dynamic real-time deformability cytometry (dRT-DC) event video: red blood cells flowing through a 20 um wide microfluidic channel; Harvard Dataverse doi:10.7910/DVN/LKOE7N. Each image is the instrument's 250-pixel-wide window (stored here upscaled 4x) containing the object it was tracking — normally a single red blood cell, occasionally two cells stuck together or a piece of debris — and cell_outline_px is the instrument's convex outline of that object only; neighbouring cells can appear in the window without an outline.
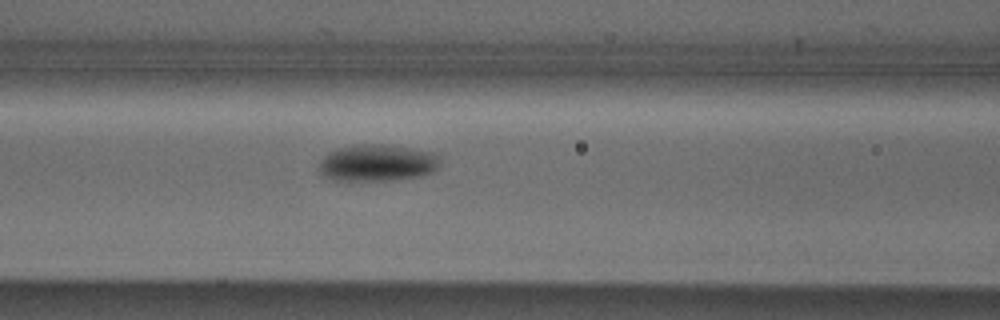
{"species": "Egyptian fruit bat (a non-hibernating species)", "species_latin": "Rousettus aegyptiacus", "temperature_condition": "cold", "stored_images_in_passage": 8, "camera_frame_rate_fps": 3000, "um_per_image_px": 0.085, "animal": {"sex": "male"}, "frame": {"image": 1, "passage_image": 8, "time_ms": 2.333, "image_size_px": [1000, 320], "cell_outline_px": [[440, 164], [432, 172], [420, 176], [388, 180], [332, 180], [324, 176], [316, 168], [316, 164], [328, 152], [340, 148], [356, 144], [384, 144], [432, 152], [440, 156]], "centroid_in_image_um": [32.02, 13.84], "position_along_channel_um": 134.6, "area_um2": 26.07}}